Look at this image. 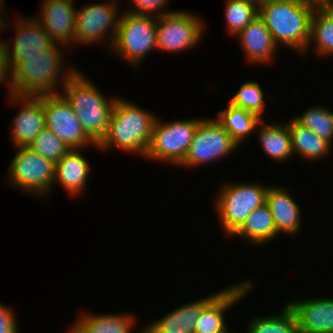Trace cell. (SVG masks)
Here are the masks:
<instances>
[{
  "mask_svg": "<svg viewBox=\"0 0 333 333\" xmlns=\"http://www.w3.org/2000/svg\"><path fill=\"white\" fill-rule=\"evenodd\" d=\"M59 47L57 44L51 50L42 51L39 56L25 57V61L19 62L7 74L8 93L19 96L60 94L59 89L77 69L64 65L65 58L62 57L65 56Z\"/></svg>",
  "mask_w": 333,
  "mask_h": 333,
  "instance_id": "6da1fadb",
  "label": "cell"
},
{
  "mask_svg": "<svg viewBox=\"0 0 333 333\" xmlns=\"http://www.w3.org/2000/svg\"><path fill=\"white\" fill-rule=\"evenodd\" d=\"M158 116L135 103L120 98L115 101L106 135L97 144L102 151L113 148L145 157Z\"/></svg>",
  "mask_w": 333,
  "mask_h": 333,
  "instance_id": "7a4b0ae2",
  "label": "cell"
},
{
  "mask_svg": "<svg viewBox=\"0 0 333 333\" xmlns=\"http://www.w3.org/2000/svg\"><path fill=\"white\" fill-rule=\"evenodd\" d=\"M315 9L303 0H270L259 9L278 47L286 46L303 55L309 40Z\"/></svg>",
  "mask_w": 333,
  "mask_h": 333,
  "instance_id": "3957f363",
  "label": "cell"
},
{
  "mask_svg": "<svg viewBox=\"0 0 333 333\" xmlns=\"http://www.w3.org/2000/svg\"><path fill=\"white\" fill-rule=\"evenodd\" d=\"M60 94L71 105L83 130L98 144L106 135L113 106L118 96L111 99L86 75L76 71L65 83Z\"/></svg>",
  "mask_w": 333,
  "mask_h": 333,
  "instance_id": "277c9868",
  "label": "cell"
},
{
  "mask_svg": "<svg viewBox=\"0 0 333 333\" xmlns=\"http://www.w3.org/2000/svg\"><path fill=\"white\" fill-rule=\"evenodd\" d=\"M269 185L260 182H227L214 195V209L227 237L231 236L256 208L265 204Z\"/></svg>",
  "mask_w": 333,
  "mask_h": 333,
  "instance_id": "5b68a950",
  "label": "cell"
},
{
  "mask_svg": "<svg viewBox=\"0 0 333 333\" xmlns=\"http://www.w3.org/2000/svg\"><path fill=\"white\" fill-rule=\"evenodd\" d=\"M156 30L157 17L122 11L117 34L107 52L123 58L134 67L140 66L148 53L157 49Z\"/></svg>",
  "mask_w": 333,
  "mask_h": 333,
  "instance_id": "8992f818",
  "label": "cell"
},
{
  "mask_svg": "<svg viewBox=\"0 0 333 333\" xmlns=\"http://www.w3.org/2000/svg\"><path fill=\"white\" fill-rule=\"evenodd\" d=\"M16 149L6 181L13 188L21 190L20 192L46 198L53 189L55 163L28 147Z\"/></svg>",
  "mask_w": 333,
  "mask_h": 333,
  "instance_id": "52a82bcc",
  "label": "cell"
},
{
  "mask_svg": "<svg viewBox=\"0 0 333 333\" xmlns=\"http://www.w3.org/2000/svg\"><path fill=\"white\" fill-rule=\"evenodd\" d=\"M202 119H175L171 122H162L157 117L145 158L179 166L188 153L195 130Z\"/></svg>",
  "mask_w": 333,
  "mask_h": 333,
  "instance_id": "ba28073f",
  "label": "cell"
},
{
  "mask_svg": "<svg viewBox=\"0 0 333 333\" xmlns=\"http://www.w3.org/2000/svg\"><path fill=\"white\" fill-rule=\"evenodd\" d=\"M119 1L89 3L76 10L75 44L93 45L104 39L110 50L117 34ZM119 5V7H118ZM120 13V14H118ZM108 35H107V34Z\"/></svg>",
  "mask_w": 333,
  "mask_h": 333,
  "instance_id": "9c48e42d",
  "label": "cell"
},
{
  "mask_svg": "<svg viewBox=\"0 0 333 333\" xmlns=\"http://www.w3.org/2000/svg\"><path fill=\"white\" fill-rule=\"evenodd\" d=\"M189 11H173L157 17V49L163 52L182 53L195 48L203 37L204 21Z\"/></svg>",
  "mask_w": 333,
  "mask_h": 333,
  "instance_id": "30bf717a",
  "label": "cell"
},
{
  "mask_svg": "<svg viewBox=\"0 0 333 333\" xmlns=\"http://www.w3.org/2000/svg\"><path fill=\"white\" fill-rule=\"evenodd\" d=\"M238 147L216 118H203L195 130L188 153L179 166H204L211 161L227 157Z\"/></svg>",
  "mask_w": 333,
  "mask_h": 333,
  "instance_id": "8fae6325",
  "label": "cell"
},
{
  "mask_svg": "<svg viewBox=\"0 0 333 333\" xmlns=\"http://www.w3.org/2000/svg\"><path fill=\"white\" fill-rule=\"evenodd\" d=\"M15 37L11 42L3 40L4 67L8 74L25 57L41 55L53 49L57 43L34 18L15 16Z\"/></svg>",
  "mask_w": 333,
  "mask_h": 333,
  "instance_id": "7c38bea8",
  "label": "cell"
},
{
  "mask_svg": "<svg viewBox=\"0 0 333 333\" xmlns=\"http://www.w3.org/2000/svg\"><path fill=\"white\" fill-rule=\"evenodd\" d=\"M46 128L57 135L70 149H86L98 145L83 130L71 105L61 94L43 95Z\"/></svg>",
  "mask_w": 333,
  "mask_h": 333,
  "instance_id": "4fadbf2b",
  "label": "cell"
},
{
  "mask_svg": "<svg viewBox=\"0 0 333 333\" xmlns=\"http://www.w3.org/2000/svg\"><path fill=\"white\" fill-rule=\"evenodd\" d=\"M9 104L20 108L12 120L11 139L16 147H28L46 127L43 95L19 96L8 93ZM14 104V105H13Z\"/></svg>",
  "mask_w": 333,
  "mask_h": 333,
  "instance_id": "5bb4252c",
  "label": "cell"
},
{
  "mask_svg": "<svg viewBox=\"0 0 333 333\" xmlns=\"http://www.w3.org/2000/svg\"><path fill=\"white\" fill-rule=\"evenodd\" d=\"M75 0H43L40 14L34 18L44 30L63 47L75 46Z\"/></svg>",
  "mask_w": 333,
  "mask_h": 333,
  "instance_id": "9a60e30c",
  "label": "cell"
},
{
  "mask_svg": "<svg viewBox=\"0 0 333 333\" xmlns=\"http://www.w3.org/2000/svg\"><path fill=\"white\" fill-rule=\"evenodd\" d=\"M243 281V282H242ZM223 290L203 309L195 325V333H221L228 328L225 315L253 289L252 280H242ZM248 293V294H247Z\"/></svg>",
  "mask_w": 333,
  "mask_h": 333,
  "instance_id": "2e32d148",
  "label": "cell"
},
{
  "mask_svg": "<svg viewBox=\"0 0 333 333\" xmlns=\"http://www.w3.org/2000/svg\"><path fill=\"white\" fill-rule=\"evenodd\" d=\"M235 38H238L247 63L270 64L276 57L278 46L263 19L258 15Z\"/></svg>",
  "mask_w": 333,
  "mask_h": 333,
  "instance_id": "e0dca14e",
  "label": "cell"
},
{
  "mask_svg": "<svg viewBox=\"0 0 333 333\" xmlns=\"http://www.w3.org/2000/svg\"><path fill=\"white\" fill-rule=\"evenodd\" d=\"M294 311L299 333H333V298L286 302Z\"/></svg>",
  "mask_w": 333,
  "mask_h": 333,
  "instance_id": "ac0fdd59",
  "label": "cell"
},
{
  "mask_svg": "<svg viewBox=\"0 0 333 333\" xmlns=\"http://www.w3.org/2000/svg\"><path fill=\"white\" fill-rule=\"evenodd\" d=\"M222 291L219 290L202 299L190 301L171 310L160 319L152 320L144 333H195V325L203 309Z\"/></svg>",
  "mask_w": 333,
  "mask_h": 333,
  "instance_id": "d6986e66",
  "label": "cell"
},
{
  "mask_svg": "<svg viewBox=\"0 0 333 333\" xmlns=\"http://www.w3.org/2000/svg\"><path fill=\"white\" fill-rule=\"evenodd\" d=\"M291 193L285 188L269 185L265 203L271 211L276 231L289 236H299L302 222L301 210Z\"/></svg>",
  "mask_w": 333,
  "mask_h": 333,
  "instance_id": "ffe728a7",
  "label": "cell"
},
{
  "mask_svg": "<svg viewBox=\"0 0 333 333\" xmlns=\"http://www.w3.org/2000/svg\"><path fill=\"white\" fill-rule=\"evenodd\" d=\"M81 149H70L58 162L55 163V184H59L73 197L82 194L86 190L91 166Z\"/></svg>",
  "mask_w": 333,
  "mask_h": 333,
  "instance_id": "44dd1931",
  "label": "cell"
},
{
  "mask_svg": "<svg viewBox=\"0 0 333 333\" xmlns=\"http://www.w3.org/2000/svg\"><path fill=\"white\" fill-rule=\"evenodd\" d=\"M133 316L126 313L96 315L83 311L69 330L72 333H131L136 325V319Z\"/></svg>",
  "mask_w": 333,
  "mask_h": 333,
  "instance_id": "7402d4cb",
  "label": "cell"
},
{
  "mask_svg": "<svg viewBox=\"0 0 333 333\" xmlns=\"http://www.w3.org/2000/svg\"><path fill=\"white\" fill-rule=\"evenodd\" d=\"M261 126V127H260ZM256 134L262 151L275 162H288L294 155L288 124H269L262 119L256 126Z\"/></svg>",
  "mask_w": 333,
  "mask_h": 333,
  "instance_id": "603a6c76",
  "label": "cell"
},
{
  "mask_svg": "<svg viewBox=\"0 0 333 333\" xmlns=\"http://www.w3.org/2000/svg\"><path fill=\"white\" fill-rule=\"evenodd\" d=\"M233 236H239L255 246L270 243L275 237H278L271 211L266 203L254 209L230 238Z\"/></svg>",
  "mask_w": 333,
  "mask_h": 333,
  "instance_id": "cb8c5ba5",
  "label": "cell"
},
{
  "mask_svg": "<svg viewBox=\"0 0 333 333\" xmlns=\"http://www.w3.org/2000/svg\"><path fill=\"white\" fill-rule=\"evenodd\" d=\"M286 122L291 135L293 155L297 154L310 162L329 155L333 147L328 142L319 138L309 128L303 127L293 117Z\"/></svg>",
  "mask_w": 333,
  "mask_h": 333,
  "instance_id": "d4e9b609",
  "label": "cell"
},
{
  "mask_svg": "<svg viewBox=\"0 0 333 333\" xmlns=\"http://www.w3.org/2000/svg\"><path fill=\"white\" fill-rule=\"evenodd\" d=\"M217 113L216 120L230 134L240 147L248 136L255 134L257 124L262 120L256 114L237 107L232 103Z\"/></svg>",
  "mask_w": 333,
  "mask_h": 333,
  "instance_id": "484cf974",
  "label": "cell"
},
{
  "mask_svg": "<svg viewBox=\"0 0 333 333\" xmlns=\"http://www.w3.org/2000/svg\"><path fill=\"white\" fill-rule=\"evenodd\" d=\"M246 329V333H299L297 317L288 304L278 315L254 317Z\"/></svg>",
  "mask_w": 333,
  "mask_h": 333,
  "instance_id": "4316f807",
  "label": "cell"
},
{
  "mask_svg": "<svg viewBox=\"0 0 333 333\" xmlns=\"http://www.w3.org/2000/svg\"><path fill=\"white\" fill-rule=\"evenodd\" d=\"M311 46L315 47L314 52L322 58L333 55V23L320 10L313 13L310 40L303 55L309 52Z\"/></svg>",
  "mask_w": 333,
  "mask_h": 333,
  "instance_id": "83f0119b",
  "label": "cell"
},
{
  "mask_svg": "<svg viewBox=\"0 0 333 333\" xmlns=\"http://www.w3.org/2000/svg\"><path fill=\"white\" fill-rule=\"evenodd\" d=\"M293 118L333 147V112L327 106H312Z\"/></svg>",
  "mask_w": 333,
  "mask_h": 333,
  "instance_id": "f1b7e54d",
  "label": "cell"
},
{
  "mask_svg": "<svg viewBox=\"0 0 333 333\" xmlns=\"http://www.w3.org/2000/svg\"><path fill=\"white\" fill-rule=\"evenodd\" d=\"M224 20L228 35L237 36L259 15V9L241 0H226Z\"/></svg>",
  "mask_w": 333,
  "mask_h": 333,
  "instance_id": "f546056e",
  "label": "cell"
},
{
  "mask_svg": "<svg viewBox=\"0 0 333 333\" xmlns=\"http://www.w3.org/2000/svg\"><path fill=\"white\" fill-rule=\"evenodd\" d=\"M265 97L261 85L257 81H245L231 97L230 103L256 114L261 119L265 112Z\"/></svg>",
  "mask_w": 333,
  "mask_h": 333,
  "instance_id": "4dcf8cb0",
  "label": "cell"
},
{
  "mask_svg": "<svg viewBox=\"0 0 333 333\" xmlns=\"http://www.w3.org/2000/svg\"><path fill=\"white\" fill-rule=\"evenodd\" d=\"M28 148L54 163L70 150L57 135L46 127L33 139Z\"/></svg>",
  "mask_w": 333,
  "mask_h": 333,
  "instance_id": "1f68e13d",
  "label": "cell"
},
{
  "mask_svg": "<svg viewBox=\"0 0 333 333\" xmlns=\"http://www.w3.org/2000/svg\"><path fill=\"white\" fill-rule=\"evenodd\" d=\"M169 1L170 0H130L131 6H126L123 11L137 15L161 17L172 12L165 10Z\"/></svg>",
  "mask_w": 333,
  "mask_h": 333,
  "instance_id": "d6a6232c",
  "label": "cell"
},
{
  "mask_svg": "<svg viewBox=\"0 0 333 333\" xmlns=\"http://www.w3.org/2000/svg\"><path fill=\"white\" fill-rule=\"evenodd\" d=\"M14 310L0 302V333H19L18 320Z\"/></svg>",
  "mask_w": 333,
  "mask_h": 333,
  "instance_id": "836d02e7",
  "label": "cell"
},
{
  "mask_svg": "<svg viewBox=\"0 0 333 333\" xmlns=\"http://www.w3.org/2000/svg\"><path fill=\"white\" fill-rule=\"evenodd\" d=\"M7 82V73L4 67V57H3V39L0 40V84Z\"/></svg>",
  "mask_w": 333,
  "mask_h": 333,
  "instance_id": "e575fe53",
  "label": "cell"
},
{
  "mask_svg": "<svg viewBox=\"0 0 333 333\" xmlns=\"http://www.w3.org/2000/svg\"><path fill=\"white\" fill-rule=\"evenodd\" d=\"M303 1H305L310 7L314 8L315 10H320L325 4H328L333 0H303Z\"/></svg>",
  "mask_w": 333,
  "mask_h": 333,
  "instance_id": "d590c367",
  "label": "cell"
},
{
  "mask_svg": "<svg viewBox=\"0 0 333 333\" xmlns=\"http://www.w3.org/2000/svg\"><path fill=\"white\" fill-rule=\"evenodd\" d=\"M320 11L333 23V1L325 4Z\"/></svg>",
  "mask_w": 333,
  "mask_h": 333,
  "instance_id": "8d00e7d4",
  "label": "cell"
},
{
  "mask_svg": "<svg viewBox=\"0 0 333 333\" xmlns=\"http://www.w3.org/2000/svg\"><path fill=\"white\" fill-rule=\"evenodd\" d=\"M246 3L254 5L257 9H260L265 3H267L270 0H241Z\"/></svg>",
  "mask_w": 333,
  "mask_h": 333,
  "instance_id": "74e56055",
  "label": "cell"
},
{
  "mask_svg": "<svg viewBox=\"0 0 333 333\" xmlns=\"http://www.w3.org/2000/svg\"><path fill=\"white\" fill-rule=\"evenodd\" d=\"M1 15H2V14H0V32L3 31L4 29L8 28V27L12 28V27L10 26V24H8L9 21L6 22L4 16H1ZM3 18H4V19H3ZM8 25H9V26H8Z\"/></svg>",
  "mask_w": 333,
  "mask_h": 333,
  "instance_id": "f35d334b",
  "label": "cell"
},
{
  "mask_svg": "<svg viewBox=\"0 0 333 333\" xmlns=\"http://www.w3.org/2000/svg\"><path fill=\"white\" fill-rule=\"evenodd\" d=\"M3 3H4V1L0 0V14H2V16H5V13L3 14V9L6 7H4L5 4H3Z\"/></svg>",
  "mask_w": 333,
  "mask_h": 333,
  "instance_id": "ab89813d",
  "label": "cell"
},
{
  "mask_svg": "<svg viewBox=\"0 0 333 333\" xmlns=\"http://www.w3.org/2000/svg\"><path fill=\"white\" fill-rule=\"evenodd\" d=\"M221 333H231V331H229V329L228 328H226L223 332H221ZM233 333H235V332H233Z\"/></svg>",
  "mask_w": 333,
  "mask_h": 333,
  "instance_id": "60d3db41",
  "label": "cell"
}]
</instances>
